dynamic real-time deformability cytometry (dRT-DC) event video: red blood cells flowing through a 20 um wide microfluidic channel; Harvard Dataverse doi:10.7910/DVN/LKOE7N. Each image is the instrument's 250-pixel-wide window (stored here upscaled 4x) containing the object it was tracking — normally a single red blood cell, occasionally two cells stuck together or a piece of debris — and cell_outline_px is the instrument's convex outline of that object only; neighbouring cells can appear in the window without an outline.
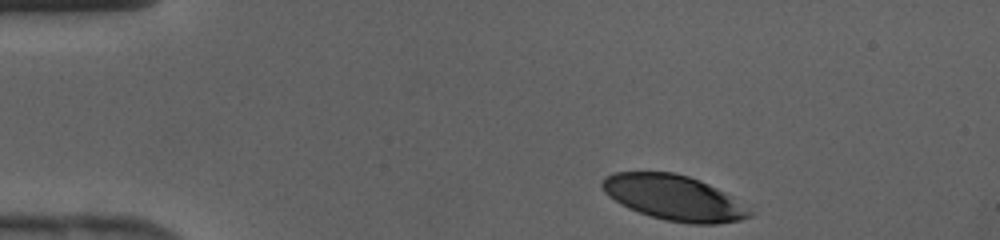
{"species": "human", "species_latin": "Homo sapiens", "temperature_condition": "cold", "stored_images_in_passage": 32, "camera_frame_rate_fps": 3000, "um_per_image_px": 0.085, "donor": {"sex": "female"}, "frame": {"image": 1, "passage_image": 1, "time_ms": 0.0, "image_size_px": [1000, 240], "cell_outline_px": [[752, 216], [740, 220], [716, 224], [688, 224], [668, 220], [652, 216], [628, 208], [620, 204], [608, 196], [604, 192], [600, 184], [604, 176], [616, 172], [672, 172], [688, 176], [700, 180], [716, 188], [752, 212]], "centroid_in_image_um": [57.21, 16.8], "position_along_channel_um": 27.8, "area_um2": 38.32}}
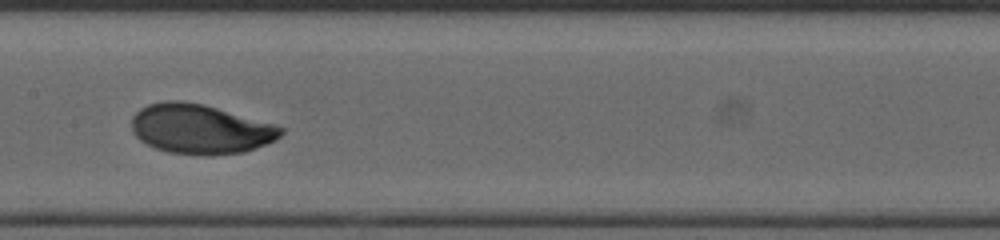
{"frame": {"image": 2, "passage_image": 16, "time_ms": 5.0, "image_size_px": [1000, 240], "cell_outline_px": [[284, 132], [276, 140], [268, 144], [244, 152], [212, 156], [208, 156], [168, 152], [156, 148], [140, 140], [132, 132], [132, 116], [140, 108], [148, 104], [168, 100], [180, 100], [204, 104], [272, 124], [284, 128]], "centroid_in_image_um": [17.02, 10.98], "position_along_channel_um": 190.4, "area_um2": 43.23}}
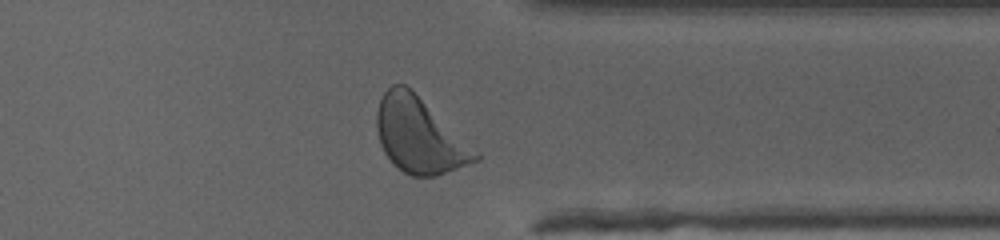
{"frame": {"image": 3, "passage_image": 28, "time_ms": 9.0, "image_size_px": [1000, 240], "cell_outline_px": [[480, 160], [436, 176], [412, 176], [404, 172], [384, 152], [380, 144], [376, 128], [376, 112], [380, 100], [384, 92], [392, 84], [404, 84], [480, 152]], "centroid_in_image_um": [35.65, 11.53], "position_along_channel_um": 375.7, "area_um2": 42.6}}